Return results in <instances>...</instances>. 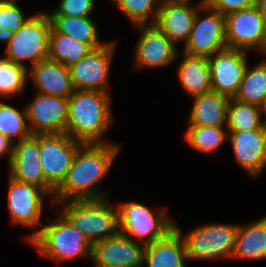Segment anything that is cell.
<instances>
[{
    "mask_svg": "<svg viewBox=\"0 0 266 267\" xmlns=\"http://www.w3.org/2000/svg\"><path fill=\"white\" fill-rule=\"evenodd\" d=\"M227 48L257 51L266 57L264 16L251 7L225 16Z\"/></svg>",
    "mask_w": 266,
    "mask_h": 267,
    "instance_id": "12",
    "label": "cell"
},
{
    "mask_svg": "<svg viewBox=\"0 0 266 267\" xmlns=\"http://www.w3.org/2000/svg\"><path fill=\"white\" fill-rule=\"evenodd\" d=\"M118 232L144 245L164 238L174 229L168 215V206L153 212L145 204L136 201L119 202Z\"/></svg>",
    "mask_w": 266,
    "mask_h": 267,
    "instance_id": "5",
    "label": "cell"
},
{
    "mask_svg": "<svg viewBox=\"0 0 266 267\" xmlns=\"http://www.w3.org/2000/svg\"><path fill=\"white\" fill-rule=\"evenodd\" d=\"M202 5L191 0H162L155 24L177 47L179 43L185 45Z\"/></svg>",
    "mask_w": 266,
    "mask_h": 267,
    "instance_id": "18",
    "label": "cell"
},
{
    "mask_svg": "<svg viewBox=\"0 0 266 267\" xmlns=\"http://www.w3.org/2000/svg\"><path fill=\"white\" fill-rule=\"evenodd\" d=\"M257 0H208L207 5L221 15L256 6Z\"/></svg>",
    "mask_w": 266,
    "mask_h": 267,
    "instance_id": "35",
    "label": "cell"
},
{
    "mask_svg": "<svg viewBox=\"0 0 266 267\" xmlns=\"http://www.w3.org/2000/svg\"><path fill=\"white\" fill-rule=\"evenodd\" d=\"M8 181L7 208L10 221L12 225L33 228L26 237V242H29L42 229L44 200L50 196L36 185L14 180L10 176Z\"/></svg>",
    "mask_w": 266,
    "mask_h": 267,
    "instance_id": "9",
    "label": "cell"
},
{
    "mask_svg": "<svg viewBox=\"0 0 266 267\" xmlns=\"http://www.w3.org/2000/svg\"><path fill=\"white\" fill-rule=\"evenodd\" d=\"M187 260L184 240L174 228L164 238L146 245L143 267H186Z\"/></svg>",
    "mask_w": 266,
    "mask_h": 267,
    "instance_id": "21",
    "label": "cell"
},
{
    "mask_svg": "<svg viewBox=\"0 0 266 267\" xmlns=\"http://www.w3.org/2000/svg\"><path fill=\"white\" fill-rule=\"evenodd\" d=\"M52 27L59 33H63L83 43L92 49L101 47L106 42L100 40L98 25L93 17H76L66 15H49Z\"/></svg>",
    "mask_w": 266,
    "mask_h": 267,
    "instance_id": "25",
    "label": "cell"
},
{
    "mask_svg": "<svg viewBox=\"0 0 266 267\" xmlns=\"http://www.w3.org/2000/svg\"><path fill=\"white\" fill-rule=\"evenodd\" d=\"M95 267H123V266H112V265H94Z\"/></svg>",
    "mask_w": 266,
    "mask_h": 267,
    "instance_id": "39",
    "label": "cell"
},
{
    "mask_svg": "<svg viewBox=\"0 0 266 267\" xmlns=\"http://www.w3.org/2000/svg\"><path fill=\"white\" fill-rule=\"evenodd\" d=\"M182 61L177 62V78L182 89L190 98L212 91L210 67L207 57L182 53Z\"/></svg>",
    "mask_w": 266,
    "mask_h": 267,
    "instance_id": "24",
    "label": "cell"
},
{
    "mask_svg": "<svg viewBox=\"0 0 266 267\" xmlns=\"http://www.w3.org/2000/svg\"><path fill=\"white\" fill-rule=\"evenodd\" d=\"M255 66L247 65L235 99L263 107L266 97V59Z\"/></svg>",
    "mask_w": 266,
    "mask_h": 267,
    "instance_id": "27",
    "label": "cell"
},
{
    "mask_svg": "<svg viewBox=\"0 0 266 267\" xmlns=\"http://www.w3.org/2000/svg\"><path fill=\"white\" fill-rule=\"evenodd\" d=\"M256 7L263 16L266 15V0H257Z\"/></svg>",
    "mask_w": 266,
    "mask_h": 267,
    "instance_id": "37",
    "label": "cell"
},
{
    "mask_svg": "<svg viewBox=\"0 0 266 267\" xmlns=\"http://www.w3.org/2000/svg\"><path fill=\"white\" fill-rule=\"evenodd\" d=\"M192 1V0H191ZM201 4H207L208 0H200L199 1Z\"/></svg>",
    "mask_w": 266,
    "mask_h": 267,
    "instance_id": "41",
    "label": "cell"
},
{
    "mask_svg": "<svg viewBox=\"0 0 266 267\" xmlns=\"http://www.w3.org/2000/svg\"><path fill=\"white\" fill-rule=\"evenodd\" d=\"M92 48L73 37L57 32L53 27L50 32L48 59L69 67L87 55Z\"/></svg>",
    "mask_w": 266,
    "mask_h": 267,
    "instance_id": "26",
    "label": "cell"
},
{
    "mask_svg": "<svg viewBox=\"0 0 266 267\" xmlns=\"http://www.w3.org/2000/svg\"><path fill=\"white\" fill-rule=\"evenodd\" d=\"M176 223L174 228L184 240L188 260L231 259L238 224L204 223L184 234Z\"/></svg>",
    "mask_w": 266,
    "mask_h": 267,
    "instance_id": "6",
    "label": "cell"
},
{
    "mask_svg": "<svg viewBox=\"0 0 266 267\" xmlns=\"http://www.w3.org/2000/svg\"><path fill=\"white\" fill-rule=\"evenodd\" d=\"M25 107L31 135L66 133L68 98L37 92Z\"/></svg>",
    "mask_w": 266,
    "mask_h": 267,
    "instance_id": "15",
    "label": "cell"
},
{
    "mask_svg": "<svg viewBox=\"0 0 266 267\" xmlns=\"http://www.w3.org/2000/svg\"><path fill=\"white\" fill-rule=\"evenodd\" d=\"M83 143L66 133L39 134V160L45 179V192L52 197L62 184L78 148Z\"/></svg>",
    "mask_w": 266,
    "mask_h": 267,
    "instance_id": "8",
    "label": "cell"
},
{
    "mask_svg": "<svg viewBox=\"0 0 266 267\" xmlns=\"http://www.w3.org/2000/svg\"><path fill=\"white\" fill-rule=\"evenodd\" d=\"M183 47L182 52L188 55L204 57L226 49L225 16L203 4L196 12L189 39Z\"/></svg>",
    "mask_w": 266,
    "mask_h": 267,
    "instance_id": "10",
    "label": "cell"
},
{
    "mask_svg": "<svg viewBox=\"0 0 266 267\" xmlns=\"http://www.w3.org/2000/svg\"><path fill=\"white\" fill-rule=\"evenodd\" d=\"M40 256L56 263L88 257L91 260L92 244L59 212L28 242Z\"/></svg>",
    "mask_w": 266,
    "mask_h": 267,
    "instance_id": "4",
    "label": "cell"
},
{
    "mask_svg": "<svg viewBox=\"0 0 266 267\" xmlns=\"http://www.w3.org/2000/svg\"><path fill=\"white\" fill-rule=\"evenodd\" d=\"M18 0H0V43L9 44L10 39L31 17L25 16Z\"/></svg>",
    "mask_w": 266,
    "mask_h": 267,
    "instance_id": "33",
    "label": "cell"
},
{
    "mask_svg": "<svg viewBox=\"0 0 266 267\" xmlns=\"http://www.w3.org/2000/svg\"><path fill=\"white\" fill-rule=\"evenodd\" d=\"M28 78L41 94L69 98L75 91L69 68L48 58L29 67Z\"/></svg>",
    "mask_w": 266,
    "mask_h": 267,
    "instance_id": "20",
    "label": "cell"
},
{
    "mask_svg": "<svg viewBox=\"0 0 266 267\" xmlns=\"http://www.w3.org/2000/svg\"><path fill=\"white\" fill-rule=\"evenodd\" d=\"M184 140L195 151L200 153H214L228 139L226 126H187Z\"/></svg>",
    "mask_w": 266,
    "mask_h": 267,
    "instance_id": "29",
    "label": "cell"
},
{
    "mask_svg": "<svg viewBox=\"0 0 266 267\" xmlns=\"http://www.w3.org/2000/svg\"><path fill=\"white\" fill-rule=\"evenodd\" d=\"M262 115L261 107L230 98L226 128L228 131L240 132L259 129L266 123Z\"/></svg>",
    "mask_w": 266,
    "mask_h": 267,
    "instance_id": "28",
    "label": "cell"
},
{
    "mask_svg": "<svg viewBox=\"0 0 266 267\" xmlns=\"http://www.w3.org/2000/svg\"><path fill=\"white\" fill-rule=\"evenodd\" d=\"M120 145L116 142L82 144L65 179L53 193L52 204L68 200L110 197V189L102 191L98 185L110 172L119 154Z\"/></svg>",
    "mask_w": 266,
    "mask_h": 267,
    "instance_id": "1",
    "label": "cell"
},
{
    "mask_svg": "<svg viewBox=\"0 0 266 267\" xmlns=\"http://www.w3.org/2000/svg\"><path fill=\"white\" fill-rule=\"evenodd\" d=\"M145 248L146 245L117 232L93 244L91 260L94 265L143 267Z\"/></svg>",
    "mask_w": 266,
    "mask_h": 267,
    "instance_id": "16",
    "label": "cell"
},
{
    "mask_svg": "<svg viewBox=\"0 0 266 267\" xmlns=\"http://www.w3.org/2000/svg\"><path fill=\"white\" fill-rule=\"evenodd\" d=\"M39 158V134L15 142L12 159L8 164L9 176L14 180L41 187L45 191V179Z\"/></svg>",
    "mask_w": 266,
    "mask_h": 267,
    "instance_id": "19",
    "label": "cell"
},
{
    "mask_svg": "<svg viewBox=\"0 0 266 267\" xmlns=\"http://www.w3.org/2000/svg\"><path fill=\"white\" fill-rule=\"evenodd\" d=\"M93 245L118 232V209L110 197L103 199L68 200L51 204Z\"/></svg>",
    "mask_w": 266,
    "mask_h": 267,
    "instance_id": "3",
    "label": "cell"
},
{
    "mask_svg": "<svg viewBox=\"0 0 266 267\" xmlns=\"http://www.w3.org/2000/svg\"><path fill=\"white\" fill-rule=\"evenodd\" d=\"M96 0H60L53 11H47L48 15H66L76 17H92Z\"/></svg>",
    "mask_w": 266,
    "mask_h": 267,
    "instance_id": "34",
    "label": "cell"
},
{
    "mask_svg": "<svg viewBox=\"0 0 266 267\" xmlns=\"http://www.w3.org/2000/svg\"><path fill=\"white\" fill-rule=\"evenodd\" d=\"M117 40L92 49L77 63L69 66L75 90L109 92V72L117 46Z\"/></svg>",
    "mask_w": 266,
    "mask_h": 267,
    "instance_id": "11",
    "label": "cell"
},
{
    "mask_svg": "<svg viewBox=\"0 0 266 267\" xmlns=\"http://www.w3.org/2000/svg\"><path fill=\"white\" fill-rule=\"evenodd\" d=\"M13 144L8 138L0 133V158L7 155V163L12 159L13 155Z\"/></svg>",
    "mask_w": 266,
    "mask_h": 267,
    "instance_id": "36",
    "label": "cell"
},
{
    "mask_svg": "<svg viewBox=\"0 0 266 267\" xmlns=\"http://www.w3.org/2000/svg\"><path fill=\"white\" fill-rule=\"evenodd\" d=\"M110 93L75 90L68 98L66 134L83 144L113 143L105 139L114 123Z\"/></svg>",
    "mask_w": 266,
    "mask_h": 267,
    "instance_id": "2",
    "label": "cell"
},
{
    "mask_svg": "<svg viewBox=\"0 0 266 267\" xmlns=\"http://www.w3.org/2000/svg\"><path fill=\"white\" fill-rule=\"evenodd\" d=\"M28 68L13 63L5 57L0 58V98L22 95L26 88Z\"/></svg>",
    "mask_w": 266,
    "mask_h": 267,
    "instance_id": "31",
    "label": "cell"
},
{
    "mask_svg": "<svg viewBox=\"0 0 266 267\" xmlns=\"http://www.w3.org/2000/svg\"><path fill=\"white\" fill-rule=\"evenodd\" d=\"M193 100L187 126H226L229 97L210 91Z\"/></svg>",
    "mask_w": 266,
    "mask_h": 267,
    "instance_id": "22",
    "label": "cell"
},
{
    "mask_svg": "<svg viewBox=\"0 0 266 267\" xmlns=\"http://www.w3.org/2000/svg\"><path fill=\"white\" fill-rule=\"evenodd\" d=\"M0 133L12 143L28 138L31 133L27 122L26 107L19 110L10 103L0 100Z\"/></svg>",
    "mask_w": 266,
    "mask_h": 267,
    "instance_id": "30",
    "label": "cell"
},
{
    "mask_svg": "<svg viewBox=\"0 0 266 267\" xmlns=\"http://www.w3.org/2000/svg\"><path fill=\"white\" fill-rule=\"evenodd\" d=\"M52 23L45 11L31 15L10 39L6 46L5 58L15 64L29 69L26 61H30V67L48 58V48Z\"/></svg>",
    "mask_w": 266,
    "mask_h": 267,
    "instance_id": "7",
    "label": "cell"
},
{
    "mask_svg": "<svg viewBox=\"0 0 266 267\" xmlns=\"http://www.w3.org/2000/svg\"><path fill=\"white\" fill-rule=\"evenodd\" d=\"M139 31L134 55L135 69L168 67L180 56L178 47L156 26H135Z\"/></svg>",
    "mask_w": 266,
    "mask_h": 267,
    "instance_id": "13",
    "label": "cell"
},
{
    "mask_svg": "<svg viewBox=\"0 0 266 267\" xmlns=\"http://www.w3.org/2000/svg\"><path fill=\"white\" fill-rule=\"evenodd\" d=\"M133 26L155 24L162 0H111Z\"/></svg>",
    "mask_w": 266,
    "mask_h": 267,
    "instance_id": "32",
    "label": "cell"
},
{
    "mask_svg": "<svg viewBox=\"0 0 266 267\" xmlns=\"http://www.w3.org/2000/svg\"><path fill=\"white\" fill-rule=\"evenodd\" d=\"M264 32H265V38H266V15L264 16Z\"/></svg>",
    "mask_w": 266,
    "mask_h": 267,
    "instance_id": "40",
    "label": "cell"
},
{
    "mask_svg": "<svg viewBox=\"0 0 266 267\" xmlns=\"http://www.w3.org/2000/svg\"><path fill=\"white\" fill-rule=\"evenodd\" d=\"M262 109H263V113H264L263 116H265V118L263 117V119L266 121V97H265V101H264Z\"/></svg>",
    "mask_w": 266,
    "mask_h": 267,
    "instance_id": "38",
    "label": "cell"
},
{
    "mask_svg": "<svg viewBox=\"0 0 266 267\" xmlns=\"http://www.w3.org/2000/svg\"><path fill=\"white\" fill-rule=\"evenodd\" d=\"M228 140L235 161L251 177L259 176L266 168V123L250 131H228Z\"/></svg>",
    "mask_w": 266,
    "mask_h": 267,
    "instance_id": "17",
    "label": "cell"
},
{
    "mask_svg": "<svg viewBox=\"0 0 266 267\" xmlns=\"http://www.w3.org/2000/svg\"><path fill=\"white\" fill-rule=\"evenodd\" d=\"M231 259H266V215L248 224H238Z\"/></svg>",
    "mask_w": 266,
    "mask_h": 267,
    "instance_id": "23",
    "label": "cell"
},
{
    "mask_svg": "<svg viewBox=\"0 0 266 267\" xmlns=\"http://www.w3.org/2000/svg\"><path fill=\"white\" fill-rule=\"evenodd\" d=\"M250 52L226 48L207 57L212 91L234 98L248 65Z\"/></svg>",
    "mask_w": 266,
    "mask_h": 267,
    "instance_id": "14",
    "label": "cell"
}]
</instances>
